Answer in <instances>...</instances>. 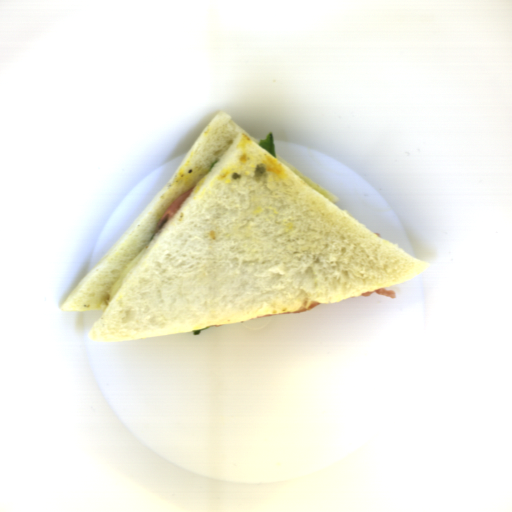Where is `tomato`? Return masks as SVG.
I'll use <instances>...</instances> for the list:
<instances>
[{"label": "tomato", "mask_w": 512, "mask_h": 512, "mask_svg": "<svg viewBox=\"0 0 512 512\" xmlns=\"http://www.w3.org/2000/svg\"><path fill=\"white\" fill-rule=\"evenodd\" d=\"M373 294H379V295L387 297V298H389L391 300L397 298V295H396L395 292L388 291V290H386L384 288L378 289V290H374V291H371V292H367V293H363V294H360V295H362L363 297H370Z\"/></svg>", "instance_id": "1"}, {"label": "tomato", "mask_w": 512, "mask_h": 512, "mask_svg": "<svg viewBox=\"0 0 512 512\" xmlns=\"http://www.w3.org/2000/svg\"><path fill=\"white\" fill-rule=\"evenodd\" d=\"M319 304H321V303L309 304L305 309H302V310H299V311H296V312L271 313V314L255 317V318H253L251 320H255V319H259V318H263V317H268V316H272V315H294V314H299V313L311 310V309H313L314 307H316Z\"/></svg>", "instance_id": "2"}]
</instances>
